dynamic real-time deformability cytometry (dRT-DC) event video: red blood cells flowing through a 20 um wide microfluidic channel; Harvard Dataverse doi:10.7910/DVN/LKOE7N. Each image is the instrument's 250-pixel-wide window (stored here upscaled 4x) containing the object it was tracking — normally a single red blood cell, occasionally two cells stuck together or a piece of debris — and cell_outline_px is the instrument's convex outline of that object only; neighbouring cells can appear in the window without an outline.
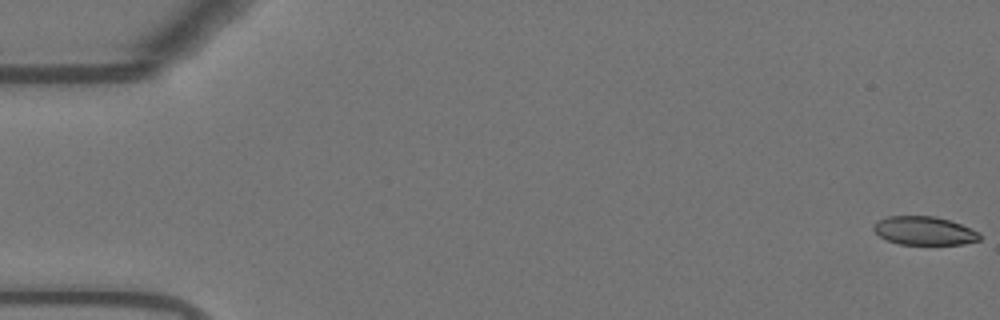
{"species": "Egyptian fruit bat (a non-hibernating species)", "species_latin": "Rousettus aegyptiacus", "temperature_condition": "warm", "stored_images_in_passage": 55, "camera_frame_rate_fps": 3000, "um_per_image_px": 0.085, "animal": {"sex": "female"}, "frame": {"image": 1, "passage_image": 1, "time_ms": 0.0, "image_size_px": [1000, 320], "cell_outline_px": [[980, 240], [964, 244], [900, 244], [888, 240], [880, 236], [872, 228], [872, 224], [888, 216], [936, 216], [960, 224], [980, 232]], "centroid_in_image_um": [78.57, 19.61], "position_along_channel_um": 6.4, "area_um2": 17.51}}
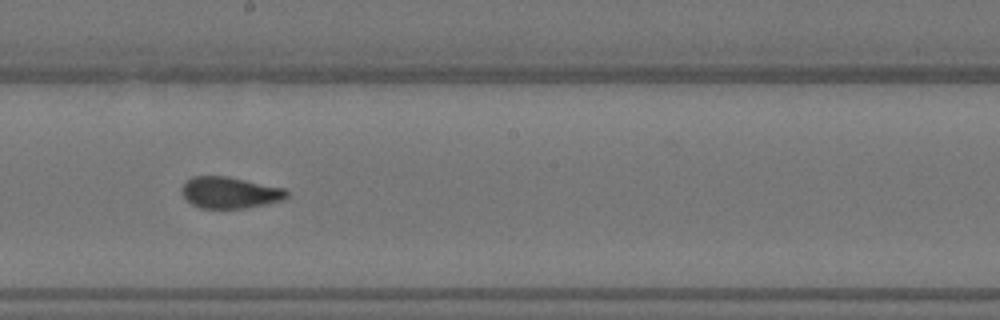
{"frame": {"image": 2, "passage_image": 31, "time_ms": 10.0, "image_size_px": [1000, 320], "cell_outline_px": [[288, 196], [284, 200], [244, 208], [200, 208], [192, 204], [180, 192], [180, 188], [192, 176], [228, 176], [284, 188], [288, 192]], "centroid_in_image_um": [19.53, 16.36], "position_along_channel_um": 228.7, "area_um2": 19.19}}
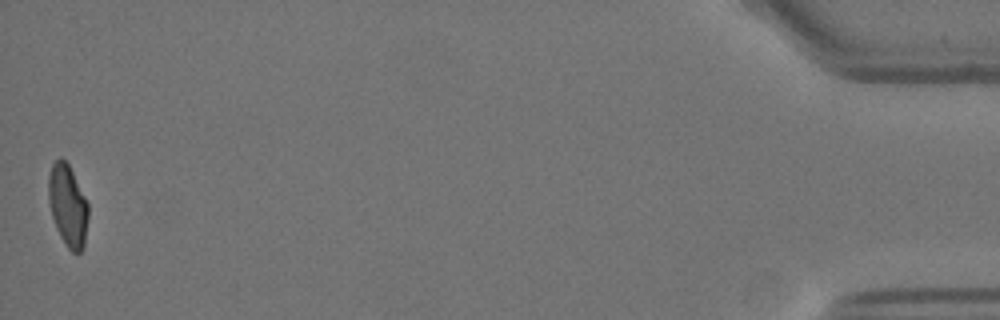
{"frame": {"image": 3, "passage_image": 55, "time_ms": 18.0, "image_size_px": [1000, 320], "cell_outline_px": [[88, 220], [84, 248], [80, 252], [72, 252], [68, 248], [60, 236], [56, 228], [52, 216], [48, 200], [48, 176], [52, 164], [60, 156], [68, 164], [88, 204]], "centroid_in_image_um": [5.75, 17.49], "position_along_channel_um": 429.4, "area_um2": 18.9}, "authors_computed_cell_mechanics": {"area_um2": 19.5942, "velocity_mm_per_s": 3.7035, "shape_relaxation_time_tau1_ms": null, "shape_relaxation_time_tau2_ms": 0.9842, "deformation_change_tau1": null, "deformation_change_tau2": 0.0587}}